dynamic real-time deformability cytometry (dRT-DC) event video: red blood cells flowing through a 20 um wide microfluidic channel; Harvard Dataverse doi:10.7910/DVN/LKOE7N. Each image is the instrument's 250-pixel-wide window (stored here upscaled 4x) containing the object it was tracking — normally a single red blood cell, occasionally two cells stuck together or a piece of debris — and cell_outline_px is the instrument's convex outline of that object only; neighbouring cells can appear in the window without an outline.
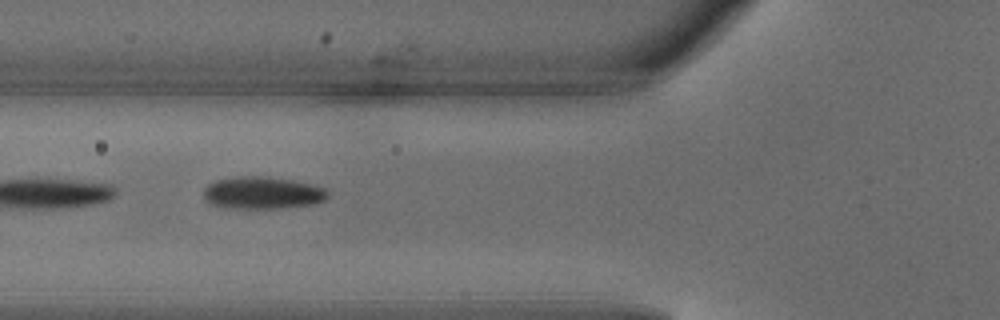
{"species": "common noctule bat (a hibernating species)", "species_latin": "Nyctalus noctula", "temperature_condition": "warm", "stored_images_in_passage": 4, "camera_frame_rate_fps": 3000, "um_per_image_px": 0.085, "animal": {"sex": "male", "body_mass_g": 18.8}, "frame": {"image": 1, "passage_image": 2, "time_ms": 0.333, "image_size_px": [1000, 320], "cell_outline_px": [[328, 196], [324, 200], [308, 204], [276, 208], [228, 208], [208, 204], [204, 200], [204, 188], [208, 184], [216, 180], [236, 176], [264, 176], [292, 180], [324, 188], [328, 192]], "centroid_in_image_um": [22.22, 16.38], "position_along_channel_um": 103.6, "area_um2": 23.18}}
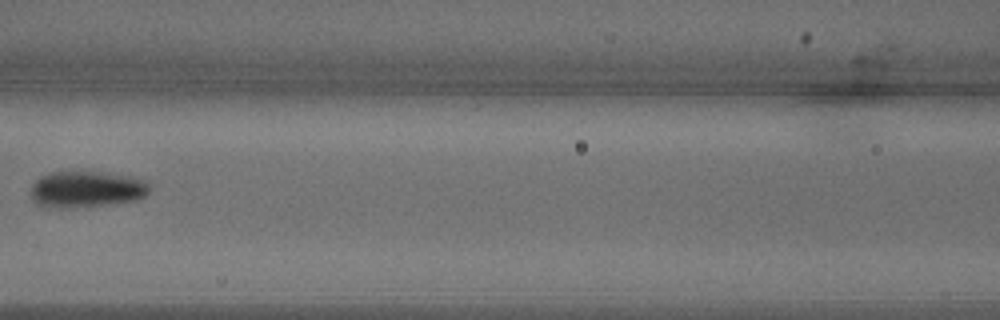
{"frame": {"image": 2, "passage_image": 3, "time_ms": 0.667, "image_size_px": [1000, 320], "cell_outline_px": [[152, 184], [148, 192], [140, 200], [108, 204], [60, 208], [36, 204], [32, 200], [32, 184], [40, 176], [52, 172], [104, 172], [128, 176], [144, 180]], "centroid_in_image_um": [7.38, 16.08], "position_along_channel_um": 159.2, "area_um2": 25.09}}
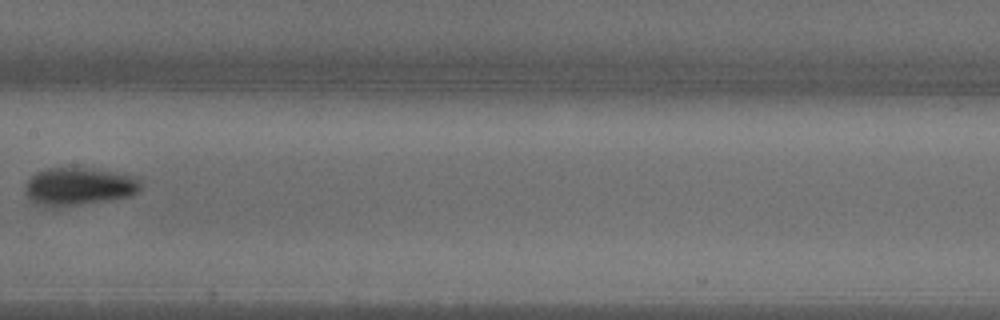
{"frame": {"image": 3, "passage_image": 4, "time_ms": 1.0, "image_size_px": [1000, 320], "cell_outline_px": [[140, 188], [132, 196], [80, 204], [48, 208], [44, 208], [36, 204], [28, 196], [28, 180], [36, 172], [48, 168], [100, 168], [140, 176]], "centroid_in_image_um": [6.78, 15.83], "position_along_channel_um": 200.6, "area_um2": 25.61}}